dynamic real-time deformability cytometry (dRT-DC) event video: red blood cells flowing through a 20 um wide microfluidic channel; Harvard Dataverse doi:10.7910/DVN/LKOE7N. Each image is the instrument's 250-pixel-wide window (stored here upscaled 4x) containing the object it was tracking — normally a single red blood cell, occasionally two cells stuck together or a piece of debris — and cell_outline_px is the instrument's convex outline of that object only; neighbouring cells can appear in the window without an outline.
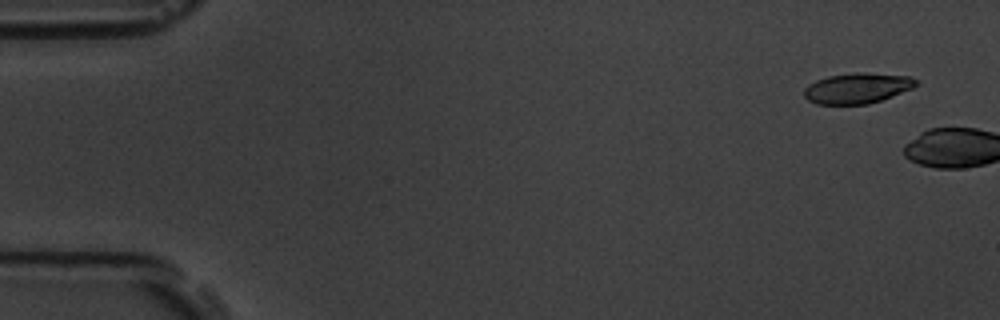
{"species": "common noctule bat (a hibernating species)", "species_latin": "Nyctalus noctula", "temperature_condition": "room temperature", "stored_images_in_passage": 2, "camera_frame_rate_fps": 3000, "um_per_image_px": 0.085, "animal": {"sex": "male", "body_mass_g": 19.5, "forearm_length_mm": 54.6}, "frame": {"image": 1, "passage_image": 1, "time_ms": 0.0, "image_size_px": [1000, 320], "cell_outline_px": [[920, 84], [912, 88], [892, 96], [868, 104], [816, 104], [808, 100], [804, 96], [804, 88], [808, 84], [816, 80], [828, 76], [856, 72], [864, 72], [908, 76], [920, 80]], "centroid_in_image_um": [72.88, 7.49], "position_along_channel_um": 12.1, "area_um2": 20.0}}